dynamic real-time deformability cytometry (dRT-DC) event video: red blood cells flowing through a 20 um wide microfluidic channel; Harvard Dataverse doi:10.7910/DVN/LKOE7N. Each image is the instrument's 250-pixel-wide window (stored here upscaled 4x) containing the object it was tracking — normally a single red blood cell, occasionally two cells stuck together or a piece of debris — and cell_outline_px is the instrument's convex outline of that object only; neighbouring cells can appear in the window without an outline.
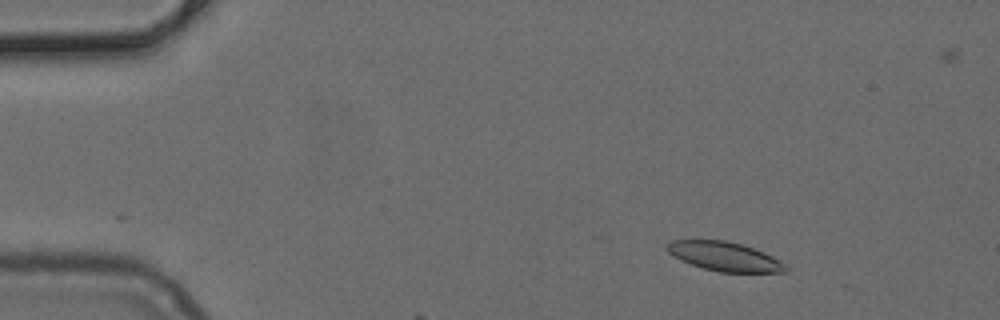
{"species": "common noctule bat (a hibernating species)", "species_latin": "Nyctalus noctula", "temperature_condition": "cold", "stored_images_in_passage": 4, "camera_frame_rate_fps": 3000, "um_per_image_px": 0.085, "animal": {"sex": "female", "body_mass_g": 24.6, "forearm_length_mm": 56.2}, "frame": {"image": 1, "passage_image": 1, "time_ms": 0.0, "image_size_px": [1000, 320], "cell_outline_px": [[788, 272], [720, 272], [704, 268], [680, 260], [668, 252], [664, 248], [664, 244], [672, 240], [724, 240], [740, 244], [764, 252], [772, 256], [784, 264], [788, 268]], "centroid_in_image_um": [61.54, 21.79], "position_along_channel_um": 23.5, "area_um2": 20.0}}